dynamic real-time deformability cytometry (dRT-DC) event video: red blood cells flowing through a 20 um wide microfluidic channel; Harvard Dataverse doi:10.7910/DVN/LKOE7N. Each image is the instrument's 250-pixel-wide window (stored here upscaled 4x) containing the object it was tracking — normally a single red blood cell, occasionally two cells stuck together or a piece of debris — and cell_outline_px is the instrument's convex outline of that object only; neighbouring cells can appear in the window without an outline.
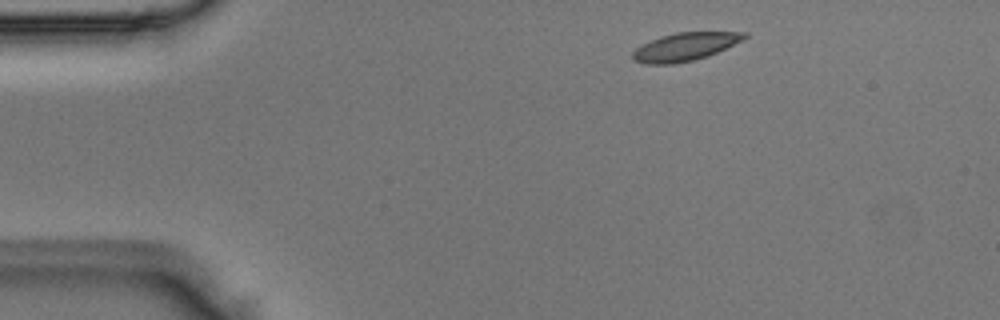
{"species": "Egyptian fruit bat (a non-hibernating species)", "species_latin": "Rousettus aegyptiacus", "temperature_condition": "room temperature", "stored_images_in_passage": 3, "camera_frame_rate_fps": 3000, "um_per_image_px": 0.085, "animal": {"sex": "male"}, "frame": {"image": 1, "passage_image": 1, "time_ms": 0.0, "image_size_px": [1000, 320], "cell_outline_px": [[748, 36], [708, 56], [692, 60], [672, 64], [648, 64], [632, 60], [632, 52], [636, 48], [660, 36], [676, 32], [748, 32]], "centroid_in_image_um": [58.18, 3.97], "position_along_channel_um": 26.8, "area_um2": 17.92}}
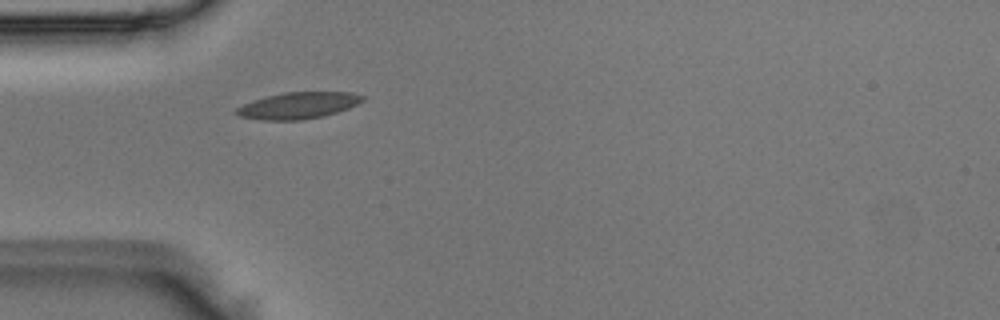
{"frame": {"image": 2, "passage_image": 3, "time_ms": 0.667, "image_size_px": [1000, 320], "cell_outline_px": [[364, 100], [348, 108], [336, 112], [320, 116], [300, 120], [260, 120], [240, 116], [232, 112], [236, 108], [244, 104], [268, 96], [284, 92], [352, 92], [364, 96]], "centroid_in_image_um": [25.33, 8.96], "position_along_channel_um": 59.7, "area_um2": 19.25}}